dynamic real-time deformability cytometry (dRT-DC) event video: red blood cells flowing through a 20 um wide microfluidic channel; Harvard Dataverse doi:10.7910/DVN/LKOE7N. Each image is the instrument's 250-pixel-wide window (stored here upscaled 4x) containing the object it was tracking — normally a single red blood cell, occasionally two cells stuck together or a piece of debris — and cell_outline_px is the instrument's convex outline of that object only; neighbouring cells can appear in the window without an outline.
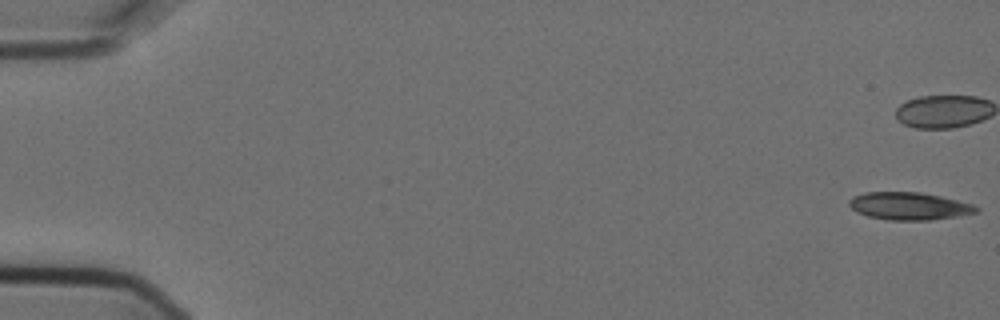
{"species": "Egyptian fruit bat (a non-hibernating species)", "species_latin": "Rousettus aegyptiacus", "temperature_condition": "cold", "stored_images_in_passage": 7, "camera_frame_rate_fps": 3000, "um_per_image_px": 0.085, "animal": {"sex": "female"}, "frame": {"image": 1, "passage_image": 1, "time_ms": 0.0, "image_size_px": [1000, 320], "cell_outline_px": [[980, 208], [976, 212], [956, 216], [928, 220], [888, 220], [868, 216], [856, 212], [848, 204], [848, 200], [852, 196], [864, 192], [920, 192], [940, 196], [972, 204]], "centroid_in_image_um": [77.22, 17.51], "position_along_channel_um": 7.8, "area_um2": 20.35}}
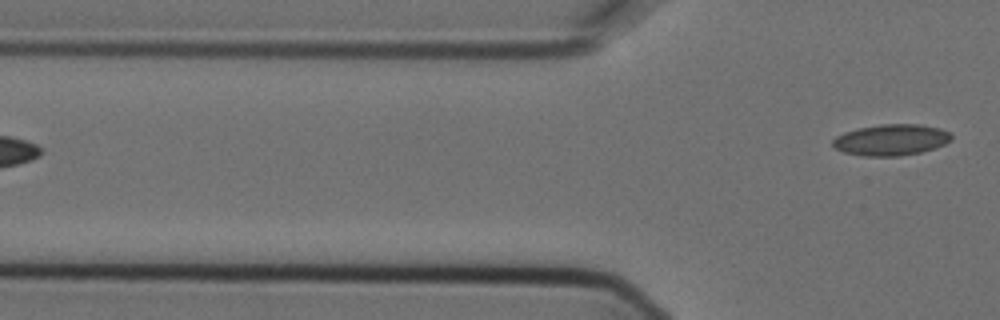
{"frame": {"image": 2, "passage_image": 7, "time_ms": 2.0, "image_size_px": [1000, 320], "cell_outline_px": [[952, 140], [936, 148], [920, 152], [900, 156], [864, 156], [844, 152], [836, 148], [832, 144], [832, 140], [836, 136], [844, 132], [860, 128], [880, 124], [920, 124], [940, 128], [948, 132], [952, 136]], "centroid_in_image_um": [75.76, 11.89], "position_along_channel_um": 50.0, "area_um2": 21.56}}